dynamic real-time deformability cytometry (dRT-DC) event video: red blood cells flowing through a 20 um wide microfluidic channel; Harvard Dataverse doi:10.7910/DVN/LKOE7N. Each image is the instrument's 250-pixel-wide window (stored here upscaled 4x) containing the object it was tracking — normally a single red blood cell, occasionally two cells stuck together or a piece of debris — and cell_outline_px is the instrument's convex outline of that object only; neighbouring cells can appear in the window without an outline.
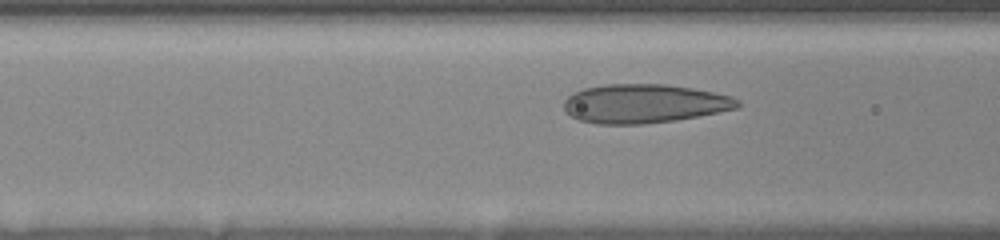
{"species": "human", "species_latin": "Homo sapiens", "temperature_condition": "room temperature", "stored_images_in_passage": 19, "camera_frame_rate_fps": 3000, "um_per_image_px": 0.085, "donor": {"sex": "female"}, "frame": {"image": 1, "passage_image": 17, "time_ms": 4.333, "image_size_px": [1000, 240], "cell_outline_px": [[740, 108], [676, 120], [644, 124], [596, 124], [580, 120], [572, 116], [564, 108], [564, 100], [568, 96], [584, 88], [604, 84], [664, 84], [692, 88], [732, 96], [740, 100]], "centroid_in_image_um": [54.78, 8.81], "position_along_channel_um": 111.8, "area_um2": 39.36}}